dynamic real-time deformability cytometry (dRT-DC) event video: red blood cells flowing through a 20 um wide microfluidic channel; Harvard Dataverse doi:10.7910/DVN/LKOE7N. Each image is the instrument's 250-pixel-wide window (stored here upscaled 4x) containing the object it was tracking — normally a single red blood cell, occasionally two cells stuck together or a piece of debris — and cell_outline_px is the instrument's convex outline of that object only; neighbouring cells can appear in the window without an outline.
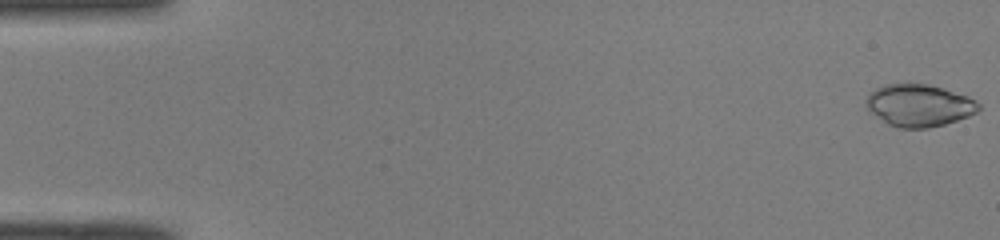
{"species": "common noctule bat (a hibernating species)", "species_latin": "Nyctalus noctula", "temperature_condition": "room temperature", "stored_images_in_passage": 50, "camera_frame_rate_fps": 3000, "um_per_image_px": 0.085, "animal": {"sex": "male", "body_mass_g": 19.0, "forearm_length_mm": 50.8}, "frame": {"image": 1, "passage_image": 1, "time_ms": 0.0, "image_size_px": [1000, 240], "cell_outline_px": [[980, 108], [976, 112], [968, 116], [944, 124], [928, 128], [900, 128], [888, 124], [872, 112], [864, 104], [868, 96], [876, 88], [884, 84], [928, 84], [944, 88], [968, 96], [976, 100], [980, 104]], "centroid_in_image_um": [78.14, 8.95], "position_along_channel_um": 6.9, "area_um2": 27.46}}
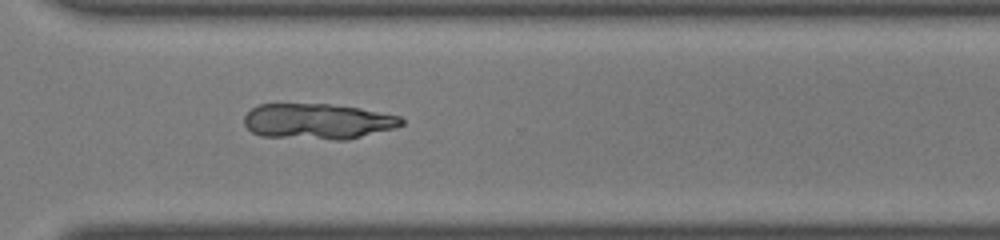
{"frame": {"image": 2, "passage_image": 37, "time_ms": 12.0, "image_size_px": [1000, 240], "cell_outline_px": [[404, 124], [396, 128], [348, 140], [332, 140], [260, 136], [252, 132], [244, 124], [244, 116], [252, 108], [260, 104], [328, 104], [360, 108], [400, 116], [404, 120]], "centroid_in_image_um": [27.03, 10.33], "position_along_channel_um": 343.6, "area_um2": 32.89}}
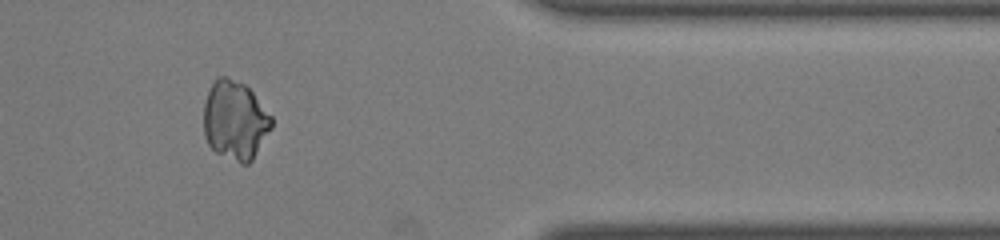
{"frame": {"image": 3, "passage_image": 42, "time_ms": 13.667, "image_size_px": [1000, 240], "cell_outline_px": [[272, 128], [252, 160], [248, 164], [240, 164], [216, 152], [208, 144], [204, 136], [204, 104], [208, 92], [216, 76], [228, 76], [244, 84], [252, 92], [272, 116]], "centroid_in_image_um": [19.98, 10.23], "position_along_channel_um": 391.4, "area_um2": 31.33}}